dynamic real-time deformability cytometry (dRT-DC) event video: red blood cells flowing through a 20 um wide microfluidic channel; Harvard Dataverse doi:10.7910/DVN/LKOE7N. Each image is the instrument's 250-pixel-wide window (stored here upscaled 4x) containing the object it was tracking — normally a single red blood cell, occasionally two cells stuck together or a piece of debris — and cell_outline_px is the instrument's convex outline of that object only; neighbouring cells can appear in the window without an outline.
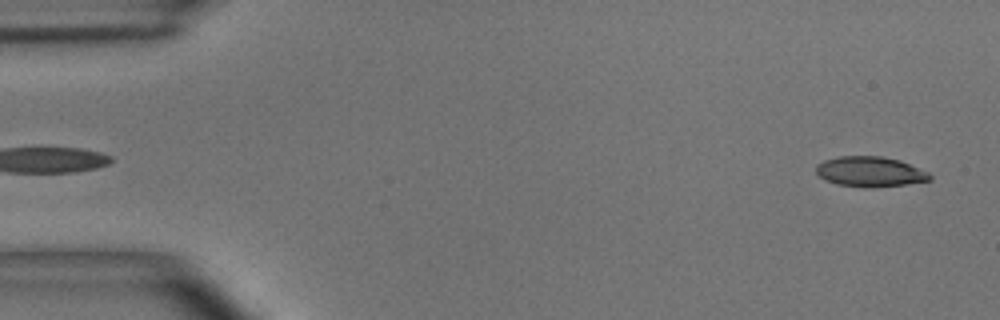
{"species": "common noctule bat (a hibernating species)", "species_latin": "Nyctalus noctula", "temperature_condition": "room temperature", "stored_images_in_passage": 51, "camera_frame_rate_fps": 3000, "um_per_image_px": 0.085, "animal": {"sex": "male", "body_mass_g": 15.6}, "frame": {"image": 1, "passage_image": 2, "time_ms": 0.333, "image_size_px": [1000, 320], "cell_outline_px": [[932, 180], [904, 184], [864, 188], [836, 184], [820, 176], [816, 172], [816, 164], [824, 160], [840, 156], [880, 156], [900, 160], [928, 172], [932, 176]], "centroid_in_image_um": [73.95, 14.59], "position_along_channel_um": 11.0, "area_um2": 19.88}}
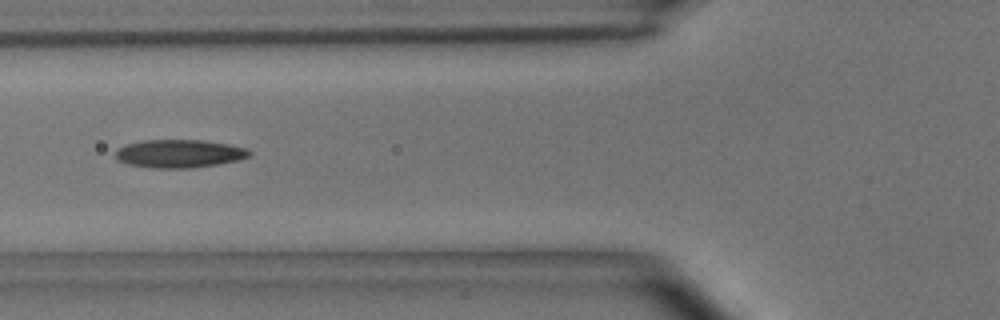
{"frame": {"image": 2, "passage_image": 20, "time_ms": 6.333, "image_size_px": [1000, 320], "cell_outline_px": [[252, 152], [248, 156], [236, 160], [216, 164], [192, 168], [152, 168], [128, 164], [120, 160], [116, 156], [116, 152], [120, 148], [128, 144], [144, 140], [200, 140], [228, 144], [248, 148]], "centroid_in_image_um": [15.26, 13.06], "position_along_channel_um": 110.5, "area_um2": 21.62}}
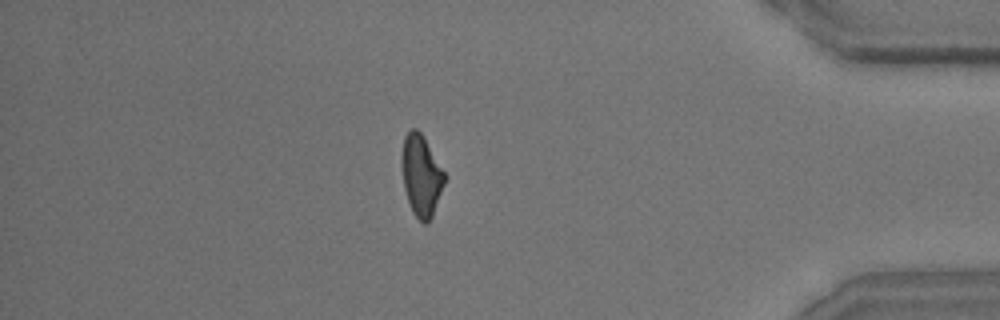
{"frame": {"image": 3, "passage_image": 47, "time_ms": 15.333, "image_size_px": [1000, 320], "cell_outline_px": [[444, 184], [432, 216], [428, 224], [424, 224], [412, 212], [404, 188], [404, 136], [412, 128], [416, 128], [424, 136], [444, 172]], "centroid_in_image_um": [35.83, 14.95], "position_along_channel_um": 399.4, "area_um2": 19.42}, "authors_computed_cell_mechanics": {"area_um2": 20.9814, "velocity_mm_per_s": 3.6216, "shape_relaxation_time_tau1_ms": 9.0508, "shape_relaxation_time_tau2_ms": 3.7441, "deformation_change_tau1": 0.2152, "deformation_change_tau2": 0.1233}}